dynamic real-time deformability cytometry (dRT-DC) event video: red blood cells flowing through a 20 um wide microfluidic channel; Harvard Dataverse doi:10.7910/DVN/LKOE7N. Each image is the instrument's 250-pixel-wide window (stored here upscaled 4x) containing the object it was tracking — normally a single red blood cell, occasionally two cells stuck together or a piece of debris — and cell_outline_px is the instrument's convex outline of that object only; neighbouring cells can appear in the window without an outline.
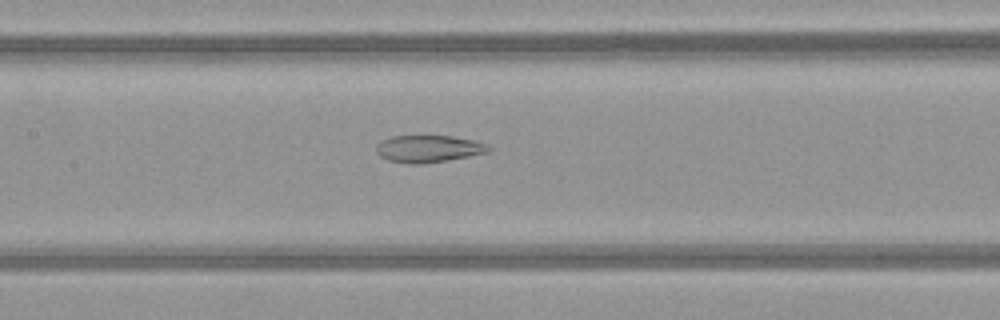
{"species": "common noctule bat (a hibernating species)", "species_latin": "Nyctalus noctula", "temperature_condition": "warm", "stored_images_in_passage": 51, "camera_frame_rate_fps": 3000, "um_per_image_px": 0.085, "animal": {"sex": "female", "body_mass_g": 21.9}, "frame": {"image": 1, "passage_image": 25, "time_ms": 8.0, "image_size_px": [1000, 320], "cell_outline_px": [[492, 148], [488, 152], [468, 156], [420, 164], [408, 164], [388, 160], [380, 156], [376, 152], [376, 144], [392, 136], [452, 136], [472, 140], [484, 144]], "centroid_in_image_um": [36.37, 12.64], "position_along_channel_um": 171.0, "area_um2": 17.46}}
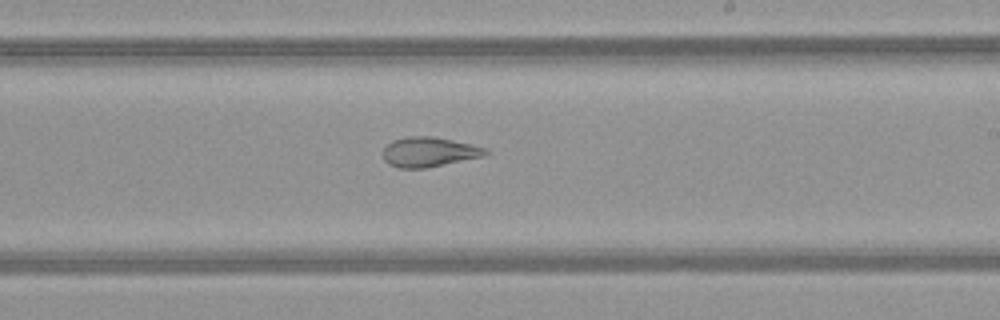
{"frame": {"image": 2, "passage_image": 31, "time_ms": 10.0, "image_size_px": [1000, 320], "cell_outline_px": [[492, 152], [484, 156], [424, 168], [400, 168], [388, 164], [384, 160], [384, 148], [392, 140], [408, 136], [432, 136], [472, 144], [488, 148]], "centroid_in_image_um": [36.5, 12.91], "position_along_channel_um": 252.5, "area_um2": 17.8}}
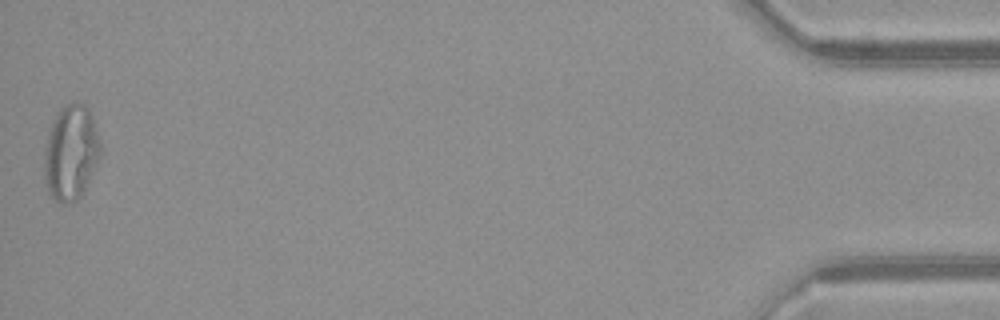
{"frame": {"image": 3, "passage_image": 51, "time_ms": 16.667, "image_size_px": [1000, 320], "cell_outline_px": [[100, 156], [80, 196], [76, 200], [68, 204], [60, 204], [48, 192], [44, 176], [44, 148], [48, 132], [52, 120], [56, 112], [60, 108], [68, 104], [84, 104], [88, 108], [92, 116], [100, 144]], "centroid_in_image_um": [5.98, 12.97], "position_along_channel_um": 429.2, "area_um2": 30.92}, "authors_computed_cell_mechanics": {"area_um2": 24.565, "velocity_mm_per_s": 4.0966, "shape_relaxation_time_tau1_ms": null, "shape_relaxation_time_tau2_ms": 2.4794, "deformation_change_tau1": null, "deformation_change_tau2": 0.1117}}